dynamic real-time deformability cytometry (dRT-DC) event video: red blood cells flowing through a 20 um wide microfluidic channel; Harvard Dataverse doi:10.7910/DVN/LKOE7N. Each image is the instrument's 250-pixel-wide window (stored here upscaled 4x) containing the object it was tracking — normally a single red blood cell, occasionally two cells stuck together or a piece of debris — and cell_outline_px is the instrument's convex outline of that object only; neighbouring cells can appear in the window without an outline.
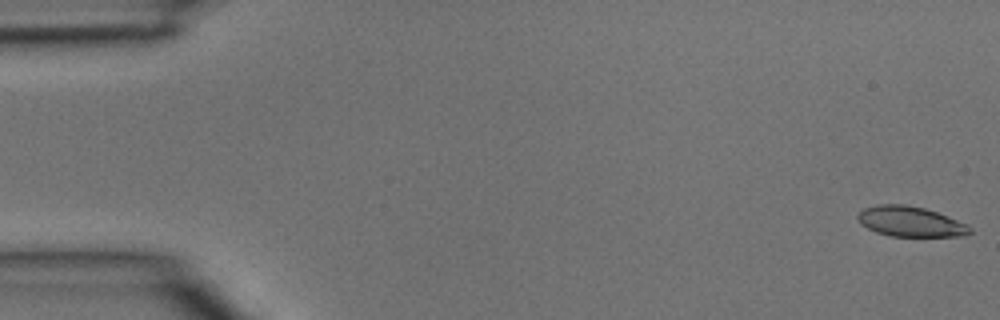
{"species": "common noctule bat (a hibernating species)", "species_latin": "Nyctalus noctula", "temperature_condition": "room temperature", "stored_images_in_passage": 3, "camera_frame_rate_fps": 3000, "um_per_image_px": 0.085, "animal": {"sex": "male", "body_mass_g": 15.6}, "frame": {"image": 1, "passage_image": 1, "time_ms": 0.0, "image_size_px": [1000, 320], "cell_outline_px": [[972, 232], [960, 236], [892, 236], [876, 232], [860, 224], [856, 216], [864, 208], [880, 204], [904, 204], [924, 208], [936, 212], [968, 224], [972, 228]], "centroid_in_image_um": [77.38, 18.83], "position_along_channel_um": 7.6, "area_um2": 19.65}}
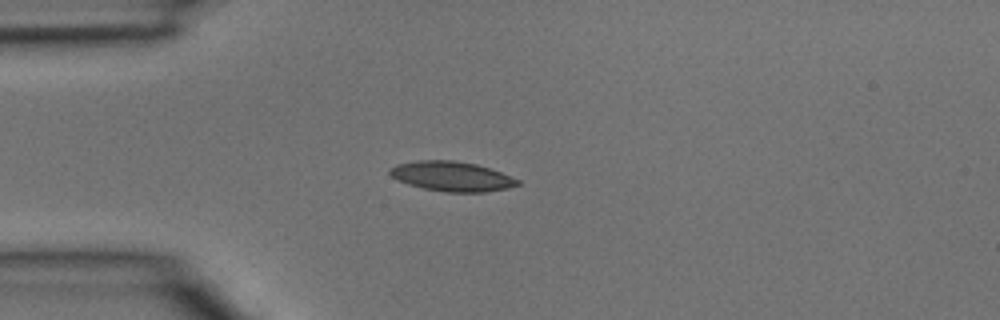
{"frame": {"image": 2, "passage_image": 3, "time_ms": 0.667, "image_size_px": [1000, 320], "cell_outline_px": [[520, 184], [508, 188], [484, 192], [448, 192], [424, 188], [408, 184], [392, 176], [388, 172], [388, 168], [396, 164], [416, 160], [452, 160], [476, 164], [500, 172], [520, 180]], "centroid_in_image_um": [38.38, 14.98], "position_along_channel_um": 46.6, "area_um2": 22.02}}